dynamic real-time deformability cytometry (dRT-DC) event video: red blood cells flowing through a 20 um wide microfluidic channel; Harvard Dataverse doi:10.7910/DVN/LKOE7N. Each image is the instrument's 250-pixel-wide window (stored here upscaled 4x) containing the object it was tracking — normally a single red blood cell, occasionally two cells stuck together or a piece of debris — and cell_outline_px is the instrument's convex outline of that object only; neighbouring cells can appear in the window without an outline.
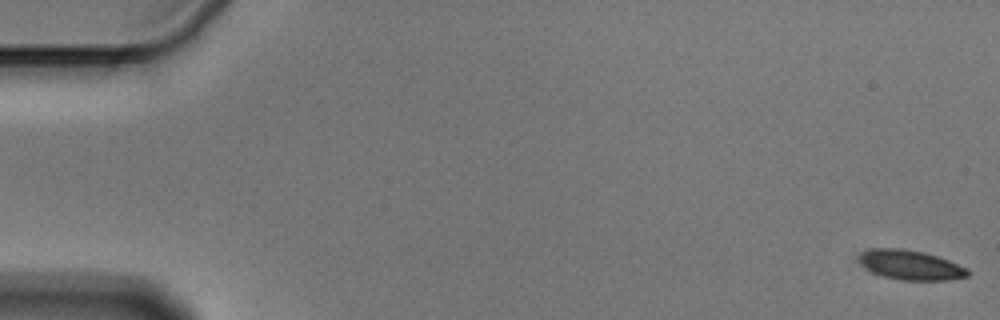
{"species": "Egyptian fruit bat (a non-hibernating species)", "species_latin": "Rousettus aegyptiacus", "temperature_condition": "cold", "stored_images_in_passage": 18, "camera_frame_rate_fps": 3000, "um_per_image_px": 0.085, "animal": {"sex": "male"}, "frame": {"image": 1, "passage_image": 1, "time_ms": 0.0, "image_size_px": [1000, 320], "cell_outline_px": [[968, 276], [948, 280], [900, 280], [884, 276], [872, 272], [864, 268], [860, 264], [860, 256], [864, 252], [872, 248], [900, 248], [924, 252], [948, 260], [968, 268]], "centroid_in_image_um": [77.4, 22.53], "position_along_channel_um": 7.6, "area_um2": 18.61}}